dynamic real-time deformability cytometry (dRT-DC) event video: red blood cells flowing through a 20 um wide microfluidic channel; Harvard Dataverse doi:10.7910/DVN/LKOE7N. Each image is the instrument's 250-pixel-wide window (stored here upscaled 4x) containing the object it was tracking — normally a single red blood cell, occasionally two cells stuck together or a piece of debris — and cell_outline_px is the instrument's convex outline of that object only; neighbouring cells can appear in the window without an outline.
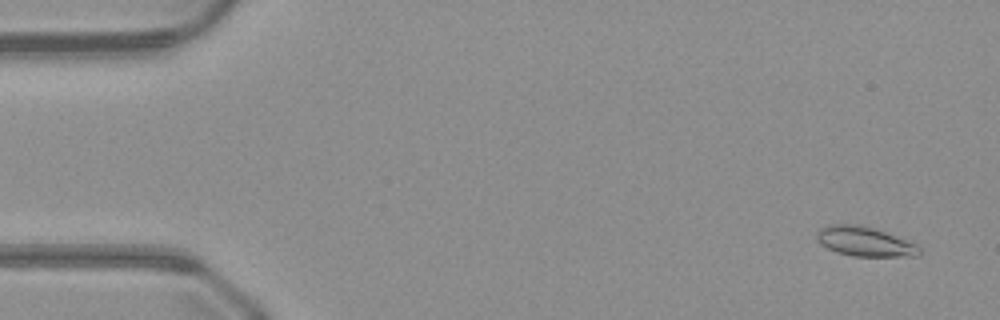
{"species": "common noctule bat (a hibernating species)", "species_latin": "Nyctalus noctula", "temperature_condition": "warm", "stored_images_in_passage": 51, "camera_frame_rate_fps": 3000, "um_per_image_px": 0.085, "animal": {"sex": "male", "body_mass_g": 23.1, "forearm_length_mm": 52.7}, "frame": {"image": 1, "passage_image": 3, "time_ms": 0.667, "image_size_px": [1000, 320], "cell_outline_px": [[920, 252], [916, 256], [852, 256], [836, 252], [820, 244], [816, 240], [816, 232], [820, 228], [828, 224], [860, 224], [884, 232], [916, 244], [920, 248]], "centroid_in_image_um": [73.43, 20.52], "position_along_channel_um": 11.6, "area_um2": 17.57}}
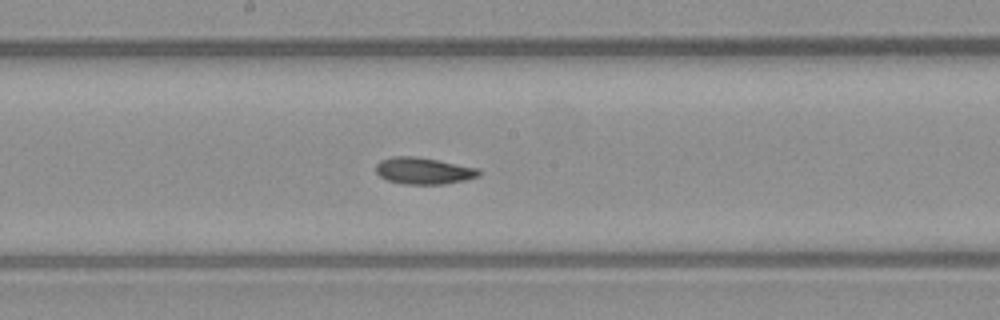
{"frame": {"image": 2, "passage_image": 27, "time_ms": 8.667, "image_size_px": [1000, 320], "cell_outline_px": [[480, 176], [464, 180], [444, 184], [404, 184], [388, 180], [380, 176], [376, 172], [376, 164], [380, 160], [392, 156], [416, 156], [480, 168]], "centroid_in_image_um": [36.01, 14.51], "position_along_channel_um": 212.2, "area_um2": 16.07}}
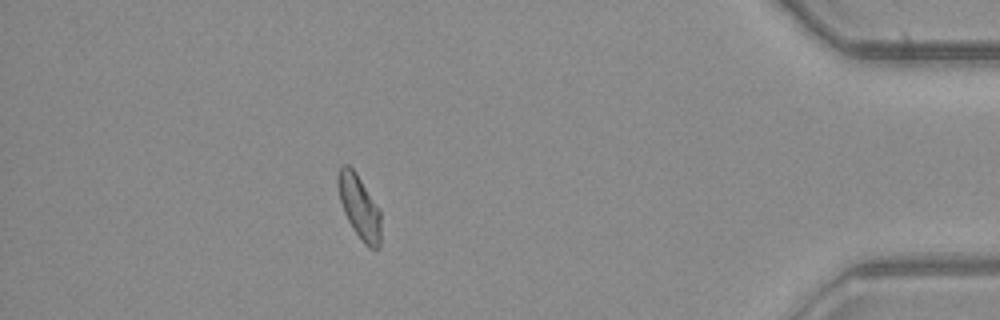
{"frame": {"image": 3, "passage_image": 45, "time_ms": 14.667, "image_size_px": [1000, 320], "cell_outline_px": [[380, 248], [368, 248], [364, 244], [352, 228], [344, 212], [340, 200], [336, 184], [336, 176], [340, 164], [348, 164], [356, 172], [380, 208]], "centroid_in_image_um": [30.52, 17.54], "position_along_channel_um": 404.7, "area_um2": 16.24}}